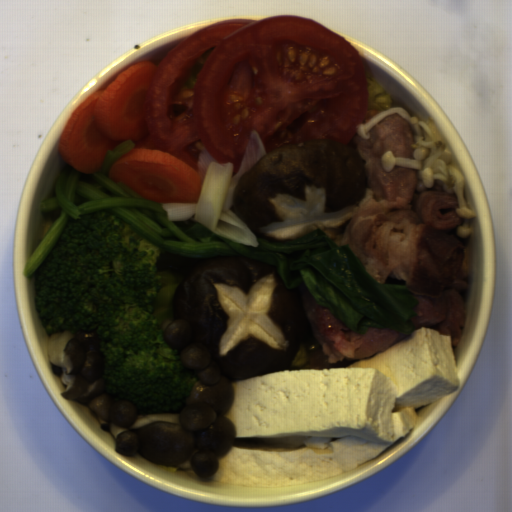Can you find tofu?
Segmentation results:
<instances>
[{
	"instance_id": "1",
	"label": "tofu",
	"mask_w": 512,
	"mask_h": 512,
	"mask_svg": "<svg viewBox=\"0 0 512 512\" xmlns=\"http://www.w3.org/2000/svg\"><path fill=\"white\" fill-rule=\"evenodd\" d=\"M451 335L420 327L346 368L233 381L232 447L208 480L250 489L312 484L375 459L418 424L415 409L459 389Z\"/></svg>"
}]
</instances>
